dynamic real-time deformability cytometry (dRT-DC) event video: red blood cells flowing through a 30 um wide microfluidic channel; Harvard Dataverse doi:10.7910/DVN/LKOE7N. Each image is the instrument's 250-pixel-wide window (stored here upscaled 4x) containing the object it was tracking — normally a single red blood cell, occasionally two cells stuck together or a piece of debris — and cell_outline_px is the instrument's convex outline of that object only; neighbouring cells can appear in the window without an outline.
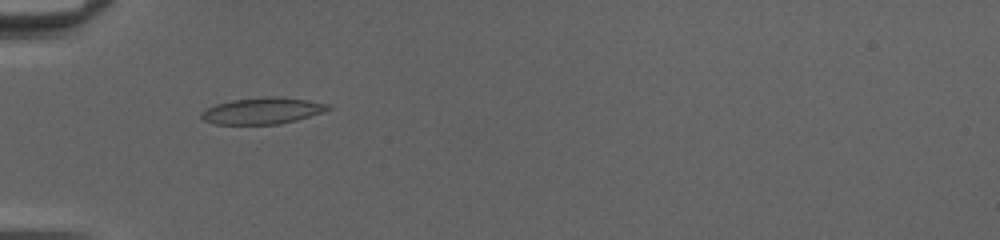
{"species": "common noctule bat (a hibernating species)", "species_latin": "Nyctalus noctula", "temperature_condition": "cold", "stored_images_in_passage": 52, "camera_frame_rate_fps": 3000, "um_per_image_px": 0.085, "animal": {"sex": "female", "body_mass_g": 20.0, "forearm_length_mm": 54.0}, "frame": {"image": 1, "passage_image": 19, "time_ms": 6.0, "image_size_px": [1000, 240], "cell_outline_px": [[332, 108], [324, 112], [296, 120], [276, 124], [212, 124], [204, 120], [200, 116], [208, 108], [216, 104], [232, 100], [264, 96], [280, 96], [308, 100], [328, 104]], "centroid_in_image_um": [22.34, 9.41], "position_along_channel_um": 62.7, "area_um2": 19.48}}
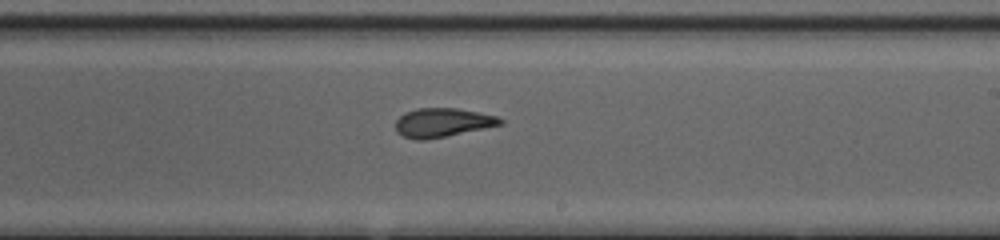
{"frame": {"image": 2, "passage_image": 33, "time_ms": 10.667, "image_size_px": [1000, 240], "cell_outline_px": [[504, 124], [424, 140], [416, 140], [404, 136], [396, 132], [396, 120], [404, 112], [416, 108], [456, 108], [496, 116], [504, 120]], "centroid_in_image_um": [37.58, 10.41], "position_along_channel_um": 251.4, "area_um2": 17.46}}
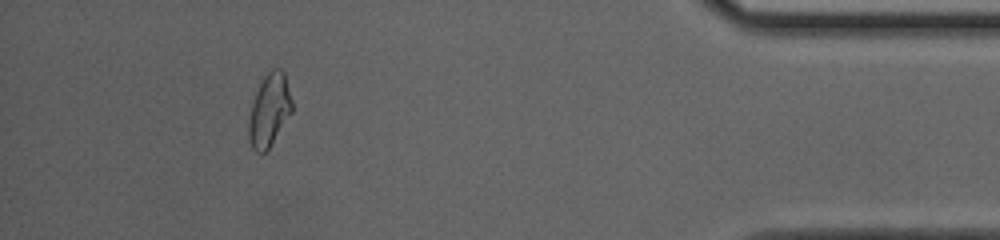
{"frame": {"image": 3, "passage_image": 48, "time_ms": 15.667, "image_size_px": [1000, 240], "cell_outline_px": [[292, 112], [268, 148], [264, 152], [256, 152], [252, 148], [248, 136], [248, 120], [252, 104], [256, 92], [264, 76], [272, 68], [280, 68], [284, 72], [292, 100]], "centroid_in_image_um": [22.88, 9.35], "position_along_channel_um": 412.3, "area_um2": 18.09}, "authors_computed_cell_mechanics": {"area_um2": 18.4671, "velocity_mm_per_s": 4.1697, "shape_relaxation_time_tau1_ms": 5.0297, "shape_relaxation_time_tau2_ms": 1.4007, "deformation_change_tau1": 0.1795, "deformation_change_tau2": 0.0756}}